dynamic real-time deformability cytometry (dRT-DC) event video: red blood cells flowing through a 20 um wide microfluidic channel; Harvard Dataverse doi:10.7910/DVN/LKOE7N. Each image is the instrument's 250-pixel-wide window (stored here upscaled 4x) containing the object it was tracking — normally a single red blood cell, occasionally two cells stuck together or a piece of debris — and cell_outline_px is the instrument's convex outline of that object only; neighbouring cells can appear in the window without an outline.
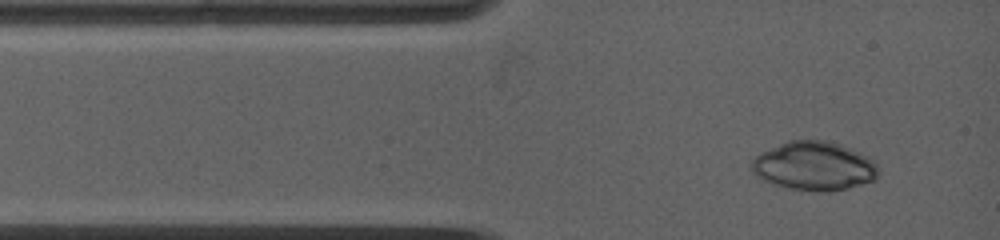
{"species": "common noctule bat (a hibernating species)", "species_latin": "Nyctalus noctula", "temperature_condition": "warm", "stored_images_in_passage": 45, "camera_frame_rate_fps": 5000, "um_per_image_px": 0.085, "animal": {"sex": "female", "body_mass_g": 19.0, "forearm_length_mm": 53.3}, "frame": {"image": 1, "passage_image": 1, "time_ms": 0.0, "image_size_px": [1000, 240], "cell_outline_px": [[876, 176], [872, 180], [848, 188], [828, 192], [816, 192], [788, 188], [772, 184], [756, 176], [752, 172], [752, 160], [760, 152], [788, 140], [828, 140], [852, 148], [876, 160]], "centroid_in_image_um": [69.18, 14.1], "position_along_channel_um": 15.8, "area_um2": 36.24}}
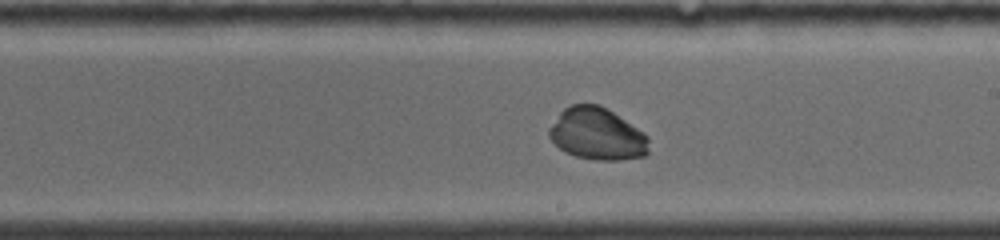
{"frame": {"image": 2, "passage_image": 29, "time_ms": 6.4, "image_size_px": [1000, 240], "cell_outline_px": [[648, 152], [644, 156], [620, 160], [596, 160], [576, 156], [564, 152], [548, 136], [548, 128], [560, 112], [564, 108], [572, 104], [600, 104], [644, 132], [648, 136]], "centroid_in_image_um": [50.74, 11.38], "position_along_channel_um": 238.3, "area_um2": 30.29}}
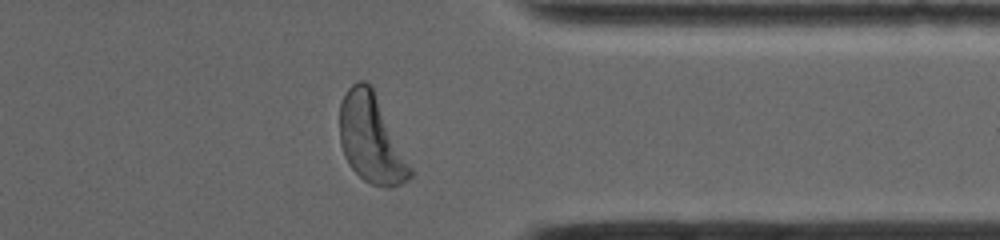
{"frame": {"image": 3, "passage_image": 45, "time_ms": 10.2, "image_size_px": [1000, 240], "cell_outline_px": [[412, 176], [408, 180], [392, 188], [388, 188], [372, 184], [364, 180], [348, 164], [344, 156], [340, 144], [340, 104], [348, 88], [352, 84], [360, 80], [364, 80], [372, 88], [412, 168]], "centroid_in_image_um": [31.54, 11.83], "position_along_channel_um": 379.9, "area_um2": 35.78}}